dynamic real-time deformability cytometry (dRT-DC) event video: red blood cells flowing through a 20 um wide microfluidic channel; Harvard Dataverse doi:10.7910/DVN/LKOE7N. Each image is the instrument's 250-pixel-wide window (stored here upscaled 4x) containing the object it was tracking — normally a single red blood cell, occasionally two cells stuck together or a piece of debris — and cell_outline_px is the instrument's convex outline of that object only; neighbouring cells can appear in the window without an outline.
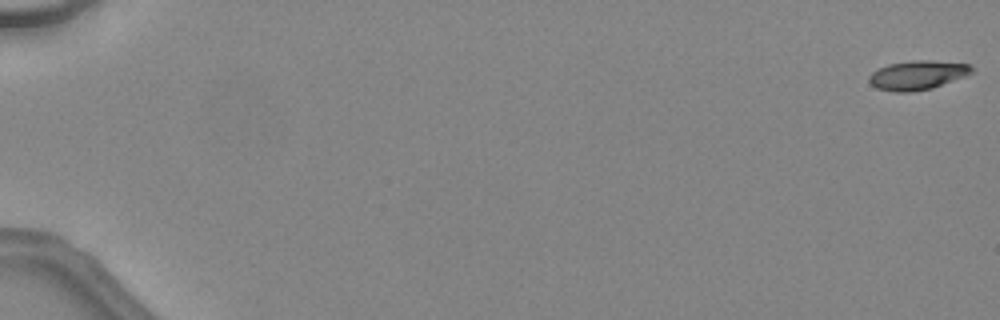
{"species": "common noctule bat (a hibernating species)", "species_latin": "Nyctalus noctula", "temperature_condition": "warm", "stored_images_in_passage": 48, "camera_frame_rate_fps": 3000, "um_per_image_px": 0.085, "animal": {"sex": "female", "body_mass_g": 24.6, "forearm_length_mm": 56.2}, "frame": {"image": 1, "passage_image": 1, "time_ms": 0.0, "image_size_px": [1000, 320], "cell_outline_px": [[972, 72], [964, 76], [932, 88], [912, 92], [892, 92], [876, 88], [868, 80], [868, 76], [872, 72], [888, 64], [912, 60], [932, 60], [972, 64]], "centroid_in_image_um": [77.97, 6.38], "position_along_channel_um": 7.0, "area_um2": 17.46}}
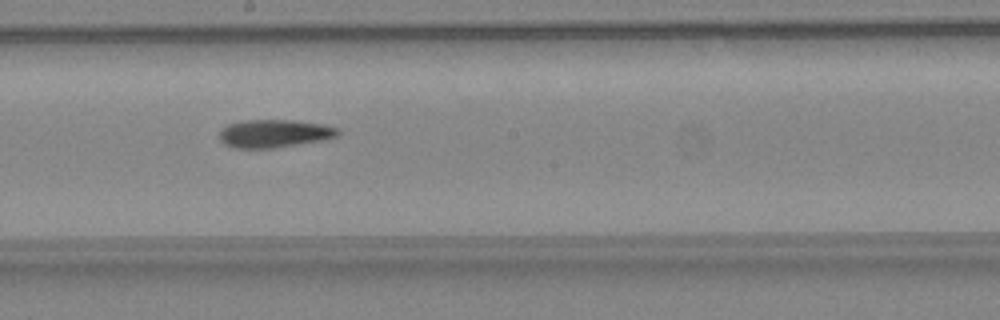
{"frame": {"image": 2, "passage_image": 29, "time_ms": 9.333, "image_size_px": [1000, 320], "cell_outline_px": [[340, 132], [336, 136], [320, 140], [272, 148], [236, 148], [224, 144], [220, 140], [220, 132], [228, 124], [244, 120], [288, 120], [324, 124], [336, 128]], "centroid_in_image_um": [23.28, 11.34], "position_along_channel_um": 224.9, "area_um2": 18.96}}
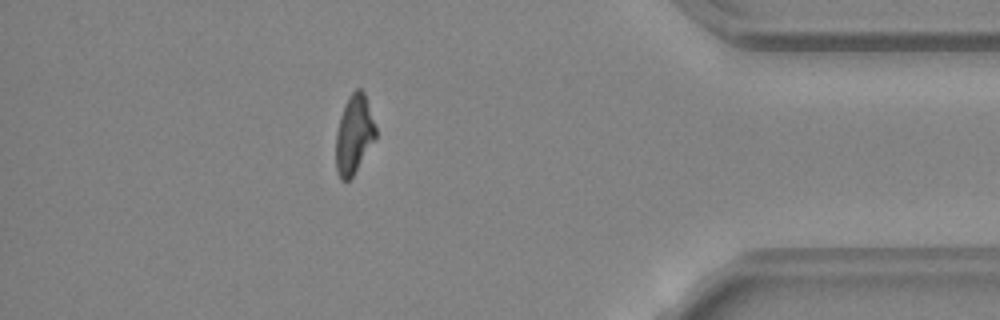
{"frame": {"image": 3, "passage_image": 43, "time_ms": 14.0, "image_size_px": [1000, 320], "cell_outline_px": [[376, 136], [352, 176], [348, 180], [340, 180], [336, 172], [336, 132], [340, 116], [344, 104], [348, 96], [356, 88], [360, 88], [364, 92], [376, 128]], "centroid_in_image_um": [30.06, 11.4], "position_along_channel_um": 405.1, "area_um2": 18.03}, "authors_computed_cell_mechanics": {"area_um2": 18.9584, "velocity_mm_per_s": 4.559, "shape_relaxation_time_tau1_ms": 5.738, "shape_relaxation_time_tau2_ms": null, "deformation_change_tau1": 0.2058, "deformation_change_tau2": null}}